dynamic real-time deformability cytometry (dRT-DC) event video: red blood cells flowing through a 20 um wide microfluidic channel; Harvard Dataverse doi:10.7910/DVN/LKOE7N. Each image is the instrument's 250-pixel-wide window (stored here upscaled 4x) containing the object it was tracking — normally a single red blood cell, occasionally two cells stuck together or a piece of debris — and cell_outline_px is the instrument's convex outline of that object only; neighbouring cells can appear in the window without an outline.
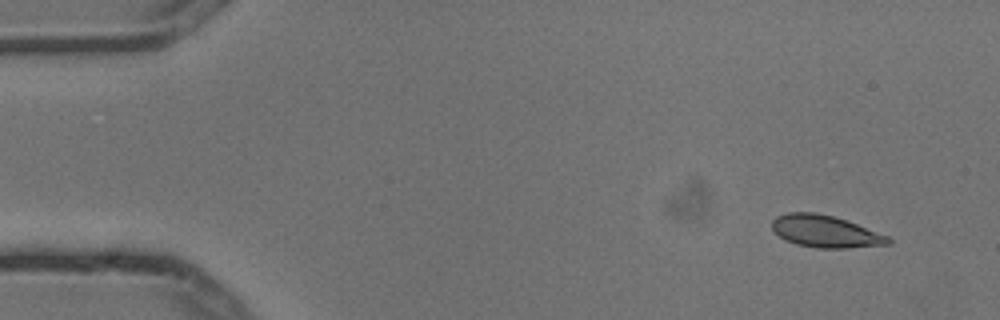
{"species": "common noctule bat (a hibernating species)", "species_latin": "Nyctalus noctula", "temperature_condition": "cold", "stored_images_in_passage": 4, "camera_frame_rate_fps": 3000, "um_per_image_px": 0.085, "animal": {"sex": "male", "body_mass_g": 13.3}, "frame": {"image": 1, "passage_image": 1, "time_ms": 0.0, "image_size_px": [1000, 320], "cell_outline_px": [[892, 244], [848, 248], [816, 248], [796, 244], [784, 240], [772, 228], [772, 220], [776, 216], [788, 212], [816, 212], [832, 216], [856, 224], [888, 236], [892, 240]], "centroid_in_image_um": [70.14, 19.68], "position_along_channel_um": 14.9, "area_um2": 21.68}}
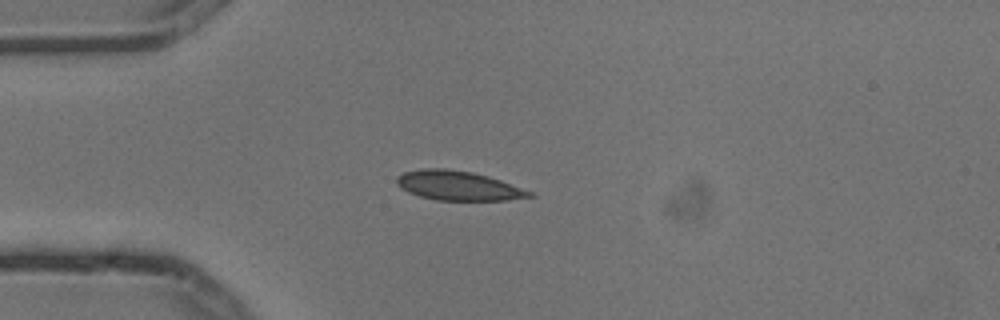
{"frame": {"image": 2, "passage_image": 4, "time_ms": 1.0, "image_size_px": [1000, 320], "cell_outline_px": [[536, 196], [508, 200], [436, 200], [420, 196], [408, 192], [400, 188], [396, 184], [396, 176], [404, 172], [420, 168], [444, 168], [472, 172], [488, 176], [500, 180], [532, 192]], "centroid_in_image_um": [38.91, 15.78], "position_along_channel_um": 46.1, "area_um2": 22.77}}